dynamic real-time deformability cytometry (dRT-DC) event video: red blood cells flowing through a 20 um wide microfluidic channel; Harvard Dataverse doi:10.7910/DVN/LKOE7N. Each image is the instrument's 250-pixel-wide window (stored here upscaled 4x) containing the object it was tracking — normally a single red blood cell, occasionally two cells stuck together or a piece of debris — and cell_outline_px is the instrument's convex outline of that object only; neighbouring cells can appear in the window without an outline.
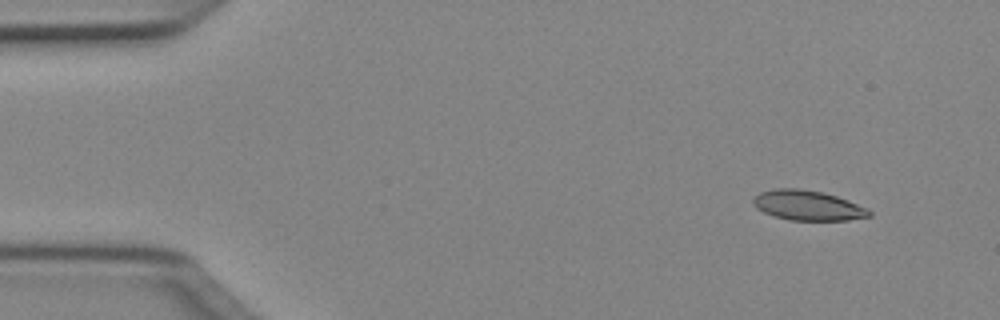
{"species": "Egyptian fruit bat (a non-hibernating species)", "species_latin": "Rousettus aegyptiacus", "temperature_condition": "cold", "stored_images_in_passage": 46, "camera_frame_rate_fps": 3000, "um_per_image_px": 0.085, "animal": {"sex": "female"}, "frame": {"image": 1, "passage_image": 1, "time_ms": 0.0, "image_size_px": [1000, 320], "cell_outline_px": [[872, 216], [848, 220], [788, 220], [764, 212], [756, 208], [752, 204], [752, 200], [760, 192], [776, 188], [800, 188], [824, 192], [848, 200], [868, 208], [872, 212]], "centroid_in_image_um": [68.68, 17.45], "position_along_channel_um": 16.3, "area_um2": 20.35}}
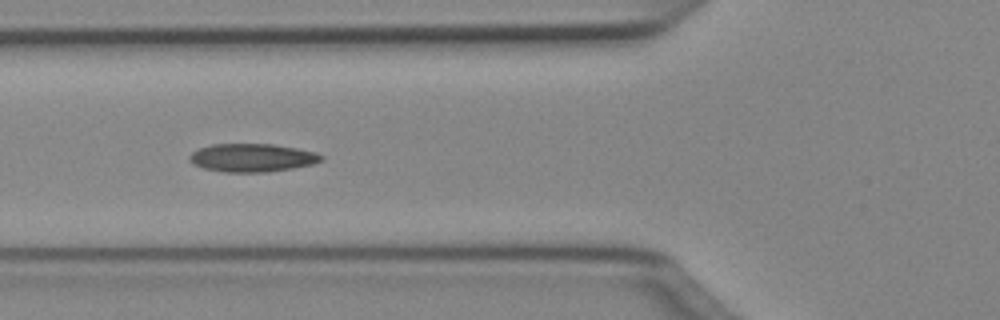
{"frame": {"image": 2, "passage_image": 15, "time_ms": 4.667, "image_size_px": [1000, 320], "cell_outline_px": [[324, 160], [312, 164], [292, 168], [268, 172], [224, 172], [204, 168], [192, 164], [188, 160], [188, 156], [192, 152], [200, 148], [212, 144], [272, 144], [296, 148], [316, 152], [324, 156]], "centroid_in_image_um": [21.43, 13.41], "position_along_channel_um": 104.4, "area_um2": 21.73}}
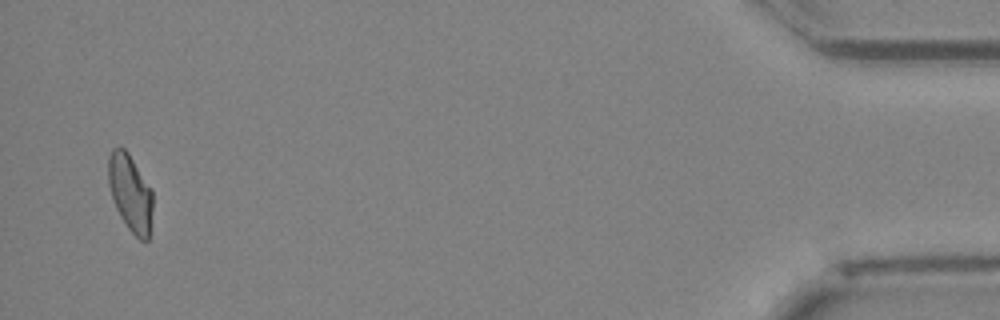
{"frame": {"image": 3, "passage_image": 45, "time_ms": 14.667, "image_size_px": [1000, 320], "cell_outline_px": [[152, 208], [148, 240], [140, 240], [128, 228], [120, 216], [112, 200], [108, 184], [108, 156], [112, 148], [124, 148], [128, 152], [152, 188]], "centroid_in_image_um": [11.06, 16.36], "position_along_channel_um": 424.1, "area_um2": 20.0}, "authors_computed_cell_mechanics": {"area_um2": 20.7791, "velocity_mm_per_s": 4.0402, "shape_relaxation_time_tau1_ms": 9.0742, "shape_relaxation_time_tau2_ms": 4.8101, "deformation_change_tau1": 0.2026, "deformation_change_tau2": 0.1145}}